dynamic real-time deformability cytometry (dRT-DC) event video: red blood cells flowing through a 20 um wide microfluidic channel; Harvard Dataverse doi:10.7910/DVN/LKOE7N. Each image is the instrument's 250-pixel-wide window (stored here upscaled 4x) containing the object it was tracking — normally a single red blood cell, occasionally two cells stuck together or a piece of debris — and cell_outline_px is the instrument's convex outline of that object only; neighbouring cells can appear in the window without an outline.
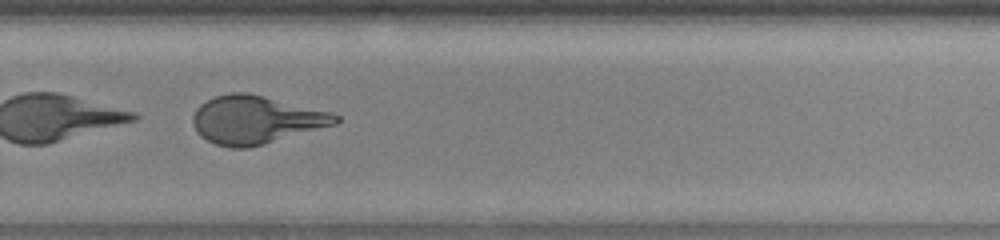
{"species": "human", "species_latin": "Homo sapiens", "temperature_condition": "warm", "stored_images_in_passage": 34, "camera_frame_rate_fps": 3000, "um_per_image_px": 0.085, "donor": {"sex": "female"}, "frame": {"image": 1, "passage_image": 20, "time_ms": 6.333, "image_size_px": [1000, 240], "cell_outline_px": [[340, 120], [336, 124], [264, 144], [248, 148], [232, 148], [216, 144], [200, 136], [196, 132], [192, 124], [192, 116], [196, 108], [200, 104], [216, 96], [232, 92], [248, 92], [332, 112], [340, 116]], "centroid_in_image_um": [21.73, 10.18], "position_along_channel_um": 308.1, "area_um2": 40.0}, "authors_computed_cell_mechanics": {"area_um2": 40.2866, "velocity_mm_per_s": 3.9992, "shape_relaxation_time_tau1_ms": 2.1135, "shape_relaxation_time_tau2_ms": null, "deformation_change_tau1": 0.3502, "deformation_change_tau2": null}}